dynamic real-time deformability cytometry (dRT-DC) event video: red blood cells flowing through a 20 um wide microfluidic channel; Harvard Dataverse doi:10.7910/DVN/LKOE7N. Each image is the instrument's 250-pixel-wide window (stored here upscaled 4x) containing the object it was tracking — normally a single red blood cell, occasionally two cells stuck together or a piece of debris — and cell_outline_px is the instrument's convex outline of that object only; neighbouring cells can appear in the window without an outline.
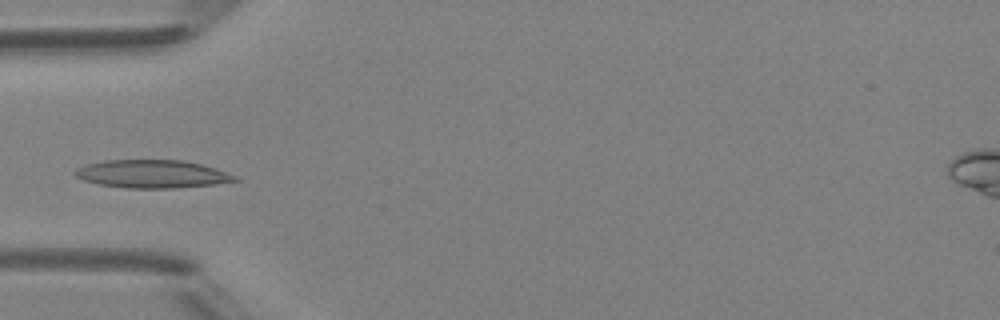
{"species": "Egyptian fruit bat (a non-hibernating species)", "species_latin": "Rousettus aegyptiacus", "temperature_condition": "room temperature", "stored_images_in_passage": 5, "camera_frame_rate_fps": 3000, "um_per_image_px": 0.085, "animal": {"sex": "female"}, "frame": {"image": 1, "passage_image": 5, "time_ms": 4.667, "image_size_px": [1000, 320], "cell_outline_px": [[240, 180], [212, 184], [176, 188], [124, 188], [100, 184], [84, 180], [76, 176], [72, 172], [76, 168], [84, 164], [104, 160], [184, 160], [216, 168], [236, 176]], "centroid_in_image_um": [12.89, 14.78], "position_along_channel_um": 72.1, "area_um2": 26.13}}